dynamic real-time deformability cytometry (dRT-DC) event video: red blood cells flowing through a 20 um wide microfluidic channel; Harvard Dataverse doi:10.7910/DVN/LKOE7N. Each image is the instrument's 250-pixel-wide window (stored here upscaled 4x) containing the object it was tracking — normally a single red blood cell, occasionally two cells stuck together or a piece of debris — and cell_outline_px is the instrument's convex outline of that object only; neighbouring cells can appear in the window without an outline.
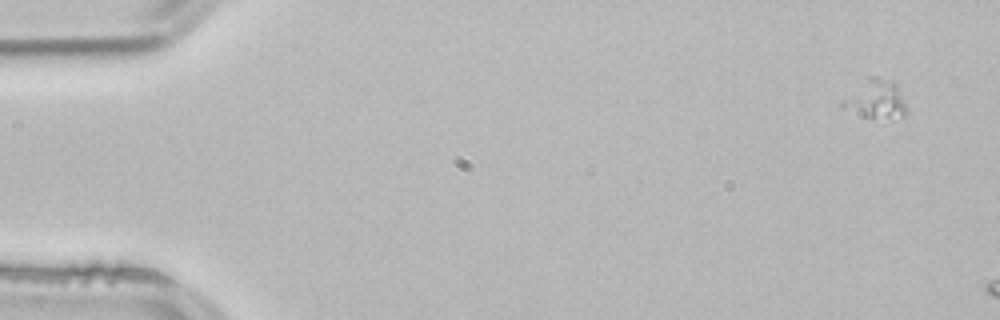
{"species": "common noctule bat (a hibernating species)", "species_latin": "Nyctalus noctula", "temperature_condition": "room temperature", "stored_images_in_passage": 3, "camera_frame_rate_fps": 3000, "um_per_image_px": 0.085, "animal": {"sex": "male", "body_mass_g": 21.5, "forearm_length_mm": 52.0}, "frame": {"image": 1, "passage_image": 1, "time_ms": 0.0, "image_size_px": [1000, 320], "cell_outline_px": [[908, 112], [904, 116], [892, 120], [864, 116], [852, 104], [868, 76], [876, 76], [892, 80], [896, 84]], "centroid_in_image_um": [74.82, 8.45], "position_along_channel_um": 10.2, "area_um2": 12.25}}